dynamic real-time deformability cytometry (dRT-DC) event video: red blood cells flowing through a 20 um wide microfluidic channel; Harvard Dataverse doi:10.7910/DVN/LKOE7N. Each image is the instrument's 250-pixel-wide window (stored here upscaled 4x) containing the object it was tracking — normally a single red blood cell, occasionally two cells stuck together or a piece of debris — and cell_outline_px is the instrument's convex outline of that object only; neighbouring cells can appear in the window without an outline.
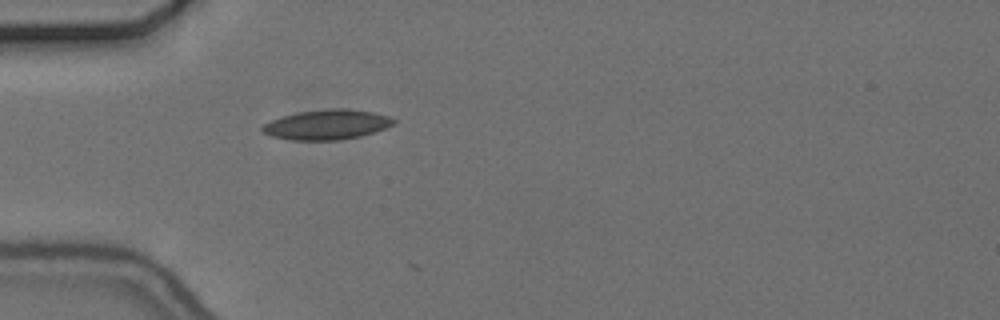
{"species": "common noctule bat (a hibernating species)", "species_latin": "Nyctalus noctula", "temperature_condition": "cold", "stored_images_in_passage": 3, "camera_frame_rate_fps": 3000, "um_per_image_px": 0.085, "animal": {"sex": "female", "body_mass_g": 24.6, "forearm_length_mm": 56.2}, "frame": {"image": 1, "passage_image": 1, "time_ms": 0.0, "image_size_px": [1000, 320], "cell_outline_px": [[396, 120], [392, 124], [384, 128], [360, 136], [340, 140], [292, 140], [272, 136], [264, 132], [260, 128], [264, 124], [280, 116], [296, 112], [332, 108], [344, 108], [372, 112], [388, 116]], "centroid_in_image_um": [27.75, 10.58], "position_along_channel_um": 57.3, "area_um2": 22.72}}